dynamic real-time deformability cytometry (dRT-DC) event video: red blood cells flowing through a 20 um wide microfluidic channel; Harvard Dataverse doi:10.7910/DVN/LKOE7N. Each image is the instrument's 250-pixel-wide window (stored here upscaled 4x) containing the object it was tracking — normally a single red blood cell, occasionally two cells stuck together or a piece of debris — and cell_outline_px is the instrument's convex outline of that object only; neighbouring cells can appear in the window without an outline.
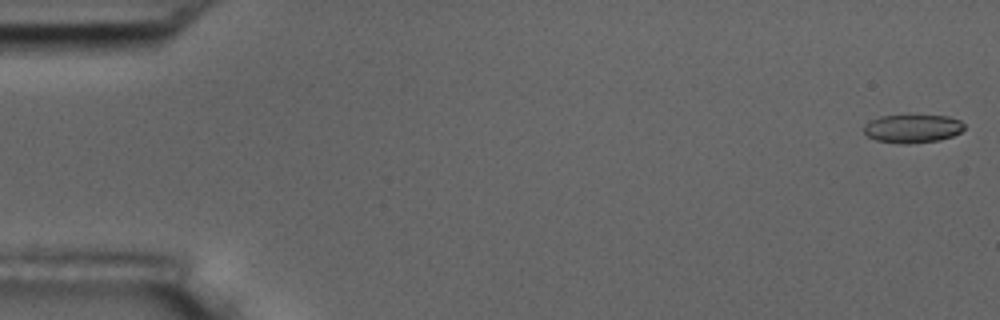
{"species": "common noctule bat (a hibernating species)", "species_latin": "Nyctalus noctula", "temperature_condition": "room temperature", "stored_images_in_passage": 55, "camera_frame_rate_fps": 3000, "um_per_image_px": 0.085, "animal": {"sex": "male", "body_mass_g": 17.5, "forearm_length_mm": 52.3}, "frame": {"image": 1, "passage_image": 1, "time_ms": 0.0, "image_size_px": [1000, 320], "cell_outline_px": [[964, 128], [960, 132], [952, 136], [940, 140], [908, 144], [900, 144], [876, 140], [868, 136], [864, 132], [864, 124], [880, 116], [912, 112], [948, 116], [960, 120], [964, 124]], "centroid_in_image_um": [77.57, 10.87], "position_along_channel_um": 7.4, "area_um2": 17.46}}
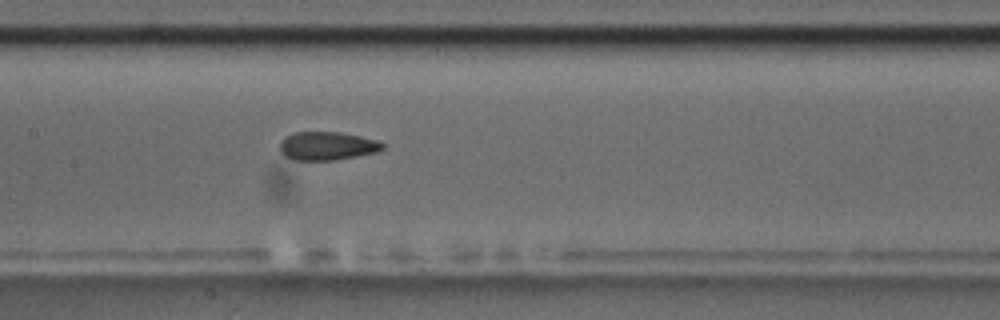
{"frame": {"image": 2, "passage_image": 27, "time_ms": 8.667, "image_size_px": [1000, 320], "cell_outline_px": [[384, 148], [376, 152], [356, 156], [332, 160], [296, 160], [284, 156], [280, 152], [280, 140], [296, 132], [340, 132], [380, 140], [384, 144]], "centroid_in_image_um": [27.82, 12.4], "position_along_channel_um": 179.6, "area_um2": 16.99}}
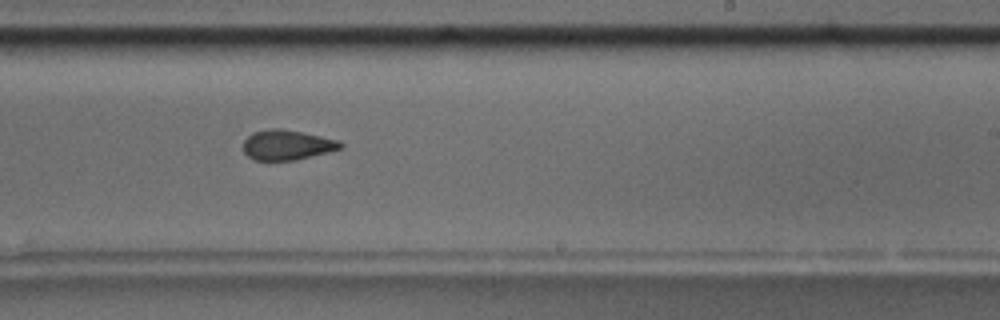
{"frame": {"image": 3, "passage_image": 34, "time_ms": 11.0, "image_size_px": [1000, 320], "cell_outline_px": [[344, 148], [296, 160], [256, 160], [248, 156], [244, 152], [244, 140], [252, 132], [268, 128], [280, 128], [304, 132], [340, 140], [344, 144]], "centroid_in_image_um": [24.44, 12.3], "position_along_channel_um": 264.6, "area_um2": 17.22}, "authors_computed_cell_mechanics": {"area_um2": 17.4556, "velocity_mm_per_s": 3.6556, "shape_relaxation_time_tau1_ms": null, "shape_relaxation_time_tau2_ms": 2.5524, "deformation_change_tau1": null, "deformation_change_tau2": 0.0666}}